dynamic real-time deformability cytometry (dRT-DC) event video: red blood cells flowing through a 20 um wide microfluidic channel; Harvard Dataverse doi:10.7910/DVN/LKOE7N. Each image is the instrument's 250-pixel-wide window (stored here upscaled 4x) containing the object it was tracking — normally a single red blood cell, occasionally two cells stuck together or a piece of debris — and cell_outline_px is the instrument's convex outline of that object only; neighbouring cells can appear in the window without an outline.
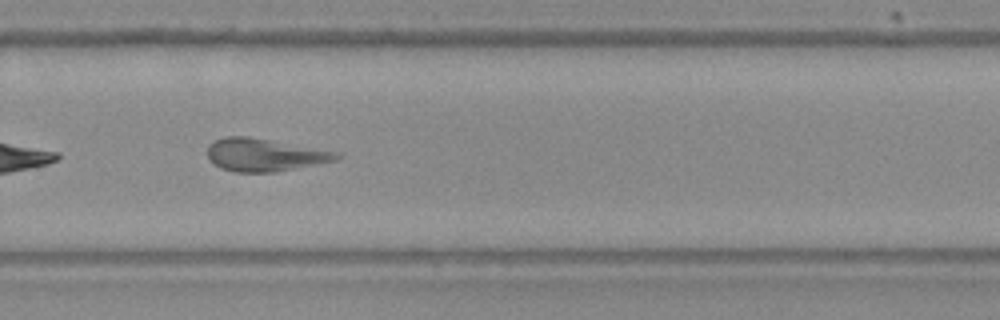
{"species": "Egyptian fruit bat (a non-hibernating species)", "species_latin": "Rousettus aegyptiacus", "temperature_condition": "warm", "stored_images_in_passage": 38, "camera_frame_rate_fps": 3000, "um_per_image_px": 0.085, "frame": {"image": 1, "passage_image": 22, "time_ms": 7.0, "image_size_px": [1000, 320], "cell_outline_px": [[344, 156], [336, 160], [276, 172], [236, 172], [220, 168], [208, 156], [208, 148], [216, 140], [224, 136], [248, 136], [344, 152]], "centroid_in_image_um": [22.59, 13.15], "position_along_channel_um": 307.2, "area_um2": 24.74}}
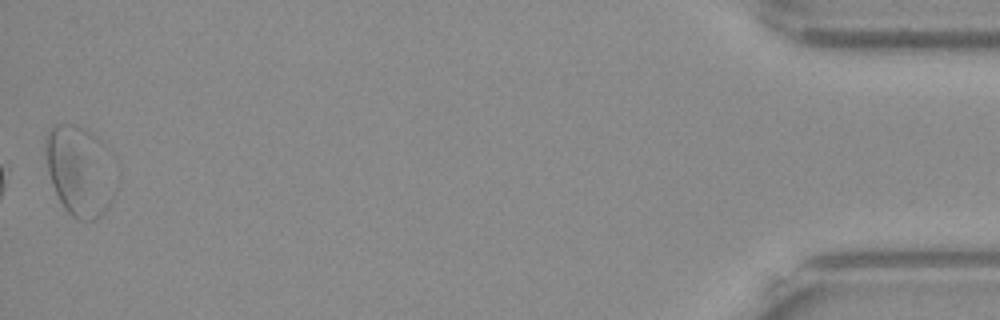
{"frame": {"image": 2, "passage_image": 38, "time_ms": 12.333, "image_size_px": [1000, 320], "cell_outline_px": [[112, 200], [108, 208], [96, 220], [76, 220], [64, 208], [52, 184], [48, 168], [44, 148], [44, 136], [56, 124], [76, 124], [100, 140], [112, 196]], "centroid_in_image_um": [6.63, 14.55], "position_along_channel_um": 428.6, "area_um2": 34.8}, "authors_computed_cell_mechanics": {"area_um2": 24.0737, "velocity_mm_per_s": 3.9063, "shape_relaxation_time_tau1_ms": null, "shape_relaxation_time_tau2_ms": 3.3957, "deformation_change_tau1": null, "deformation_change_tau2": 0.1231}}